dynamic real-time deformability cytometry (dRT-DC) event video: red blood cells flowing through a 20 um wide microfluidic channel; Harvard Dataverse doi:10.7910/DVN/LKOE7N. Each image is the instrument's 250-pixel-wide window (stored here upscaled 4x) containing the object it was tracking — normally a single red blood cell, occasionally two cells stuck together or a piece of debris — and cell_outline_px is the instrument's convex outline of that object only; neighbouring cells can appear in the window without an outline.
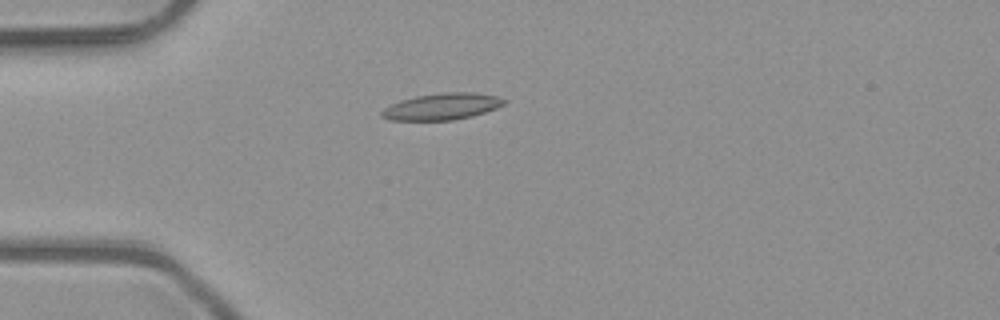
{"species": "common noctule bat (a hibernating species)", "species_latin": "Nyctalus noctula", "temperature_condition": "room temperature", "stored_images_in_passage": 2, "camera_frame_rate_fps": 3000, "um_per_image_px": 0.085, "animal": {"sex": "male", "body_mass_g": 23.1, "forearm_length_mm": 52.7}, "frame": {"image": 1, "passage_image": 2, "time_ms": 0.333, "image_size_px": [1000, 320], "cell_outline_px": [[508, 100], [504, 104], [496, 108], [472, 116], [452, 120], [388, 120], [380, 116], [380, 112], [384, 108], [400, 100], [416, 96], [444, 92], [472, 92], [496, 96]], "centroid_in_image_um": [37.55, 9.05], "position_along_channel_um": 47.4, "area_um2": 18.9}}